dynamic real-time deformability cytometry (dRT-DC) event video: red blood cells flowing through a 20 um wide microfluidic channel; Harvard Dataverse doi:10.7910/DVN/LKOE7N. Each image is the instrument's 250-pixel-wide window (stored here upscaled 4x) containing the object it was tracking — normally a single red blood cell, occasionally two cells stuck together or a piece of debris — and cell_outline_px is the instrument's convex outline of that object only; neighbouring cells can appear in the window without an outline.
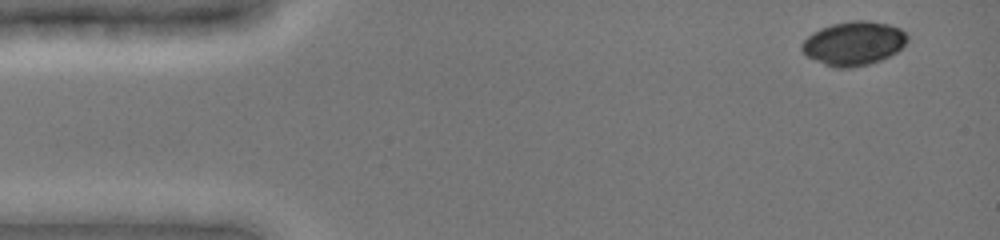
{"species": "common noctule bat (a hibernating species)", "species_latin": "Nyctalus noctula", "temperature_condition": "cold", "stored_images_in_passage": 8, "camera_frame_rate_fps": 3000, "um_per_image_px": 0.085, "animal": {"sex": "female", "body_mass_g": 19.0, "forearm_length_mm": 51.5}, "frame": {"image": 1, "passage_image": 2, "time_ms": 0.667, "image_size_px": [1000, 240], "cell_outline_px": [[908, 40], [896, 52], [880, 60], [868, 64], [852, 68], [836, 68], [824, 64], [808, 56], [800, 48], [800, 44], [812, 32], [820, 28], [832, 24], [852, 20], [868, 20], [888, 24], [900, 28], [908, 36]], "centroid_in_image_um": [72.55, 3.67], "position_along_channel_um": 12.5, "area_um2": 26.93}}
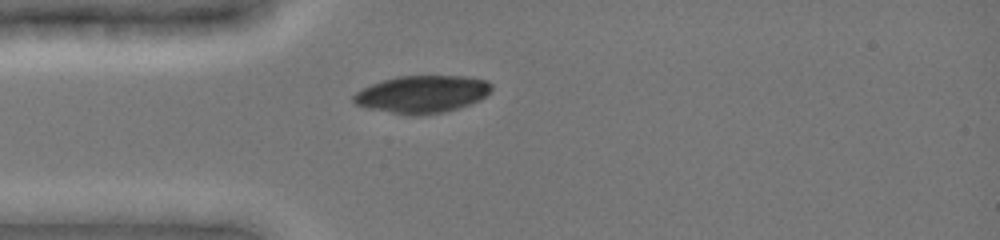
{"frame": {"image": 2, "passage_image": 7, "time_ms": 4.0, "image_size_px": [1000, 240], "cell_outline_px": [[492, 92], [480, 100], [460, 108], [444, 112], [416, 116], [408, 116], [364, 108], [356, 104], [352, 100], [352, 96], [356, 92], [372, 84], [396, 76], [468, 76], [488, 80], [492, 84]], "centroid_in_image_um": [35.9, 8.02], "position_along_channel_um": 49.1, "area_um2": 30.58}}